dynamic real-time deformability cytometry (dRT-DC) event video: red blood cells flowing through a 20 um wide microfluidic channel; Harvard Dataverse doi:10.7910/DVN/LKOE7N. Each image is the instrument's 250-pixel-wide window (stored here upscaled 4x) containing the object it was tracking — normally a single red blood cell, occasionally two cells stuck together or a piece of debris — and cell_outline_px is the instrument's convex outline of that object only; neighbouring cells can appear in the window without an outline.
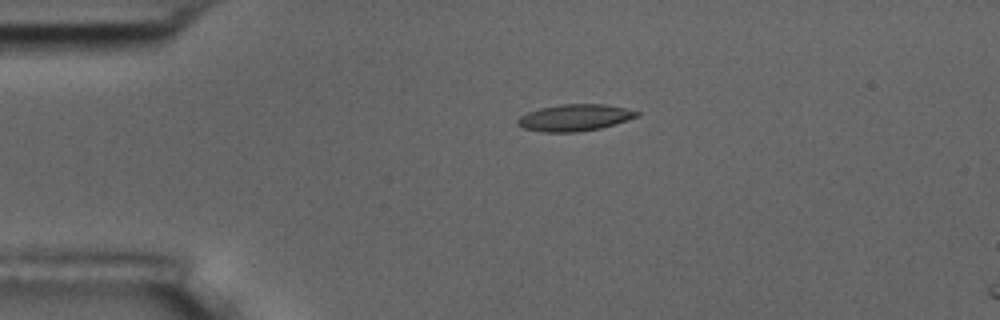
{"species": "common noctule bat (a hibernating species)", "species_latin": "Nyctalus noctula", "temperature_condition": "room temperature", "stored_images_in_passage": 44, "camera_frame_rate_fps": 3000, "um_per_image_px": 0.085, "animal": {"sex": "male", "body_mass_g": 17.5, "forearm_length_mm": 52.3}, "frame": {"image": 1, "passage_image": 1, "time_ms": 0.0, "image_size_px": [1000, 320], "cell_outline_px": [[640, 116], [616, 124], [600, 128], [580, 132], [544, 132], [524, 128], [516, 124], [516, 120], [520, 116], [528, 112], [540, 108], [560, 104], [604, 104], [624, 108], [640, 112]], "centroid_in_image_um": [48.86, 10.0], "position_along_channel_um": 36.1, "area_um2": 18.61}}
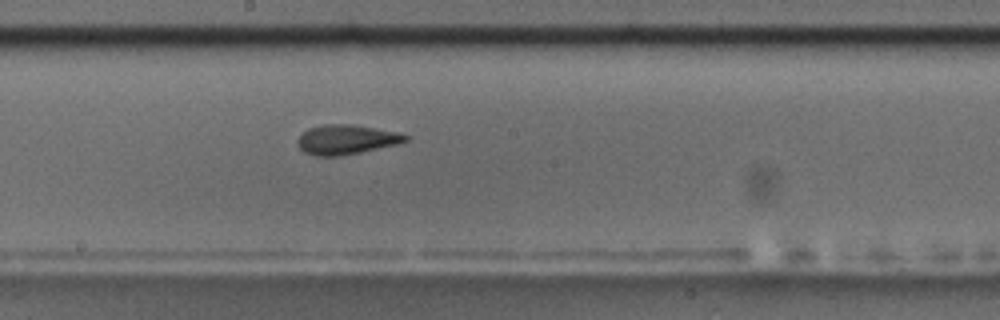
{"frame": {"image": 2, "passage_image": 19, "time_ms": 6.0, "image_size_px": [1000, 320], "cell_outline_px": [[412, 136], [408, 140], [396, 144], [360, 152], [340, 156], [316, 156], [304, 152], [300, 148], [296, 140], [308, 128], [324, 124], [352, 124], [400, 132]], "centroid_in_image_um": [29.46, 11.85], "position_along_channel_um": 218.7, "area_um2": 18.67}}
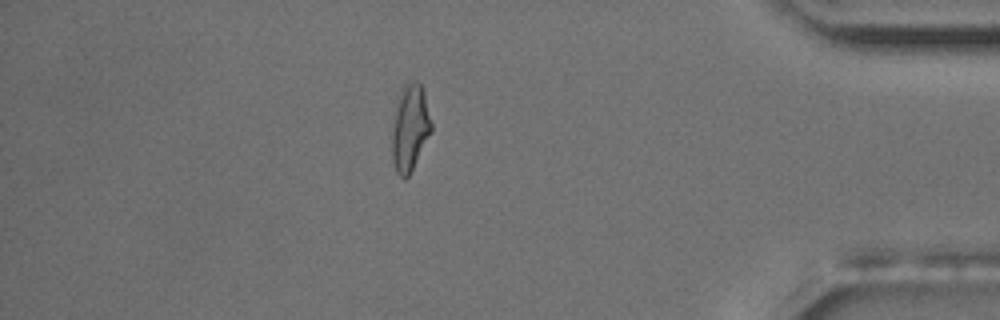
{"frame": {"image": 3, "passage_image": 37, "time_ms": 12.0, "image_size_px": [1000, 320], "cell_outline_px": [[432, 132], [408, 176], [404, 180], [396, 172], [392, 160], [392, 132], [396, 108], [400, 88], [404, 84], [420, 84], [424, 92], [432, 124]], "centroid_in_image_um": [34.85, 10.91], "position_along_channel_um": 400.4, "area_um2": 19.54}, "authors_computed_cell_mechanics": {"area_um2": 18.6116, "velocity_mm_per_s": 3.6436, "shape_relaxation_time_tau1_ms": 5.3105, "shape_relaxation_time_tau2_ms": 3.6366, "deformation_change_tau1": 0.1944, "deformation_change_tau2": 0.0846}}